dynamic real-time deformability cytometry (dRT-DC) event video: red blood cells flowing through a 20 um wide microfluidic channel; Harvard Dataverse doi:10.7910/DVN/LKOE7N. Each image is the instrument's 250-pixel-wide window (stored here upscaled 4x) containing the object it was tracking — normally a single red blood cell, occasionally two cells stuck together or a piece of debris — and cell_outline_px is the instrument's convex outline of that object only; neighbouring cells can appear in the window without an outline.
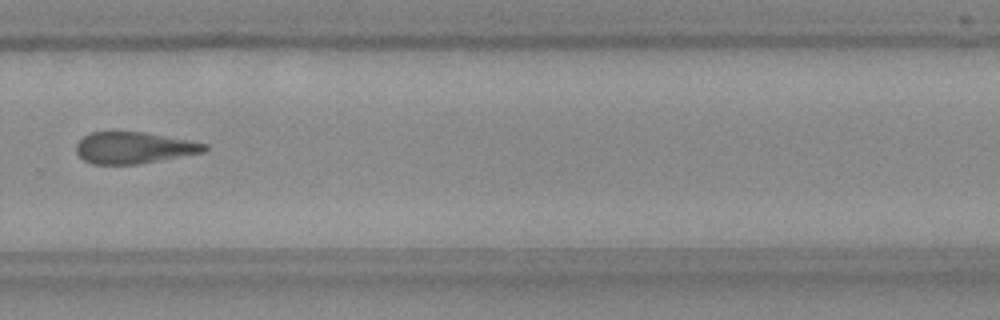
{"species": "Egyptian fruit bat (a non-hibernating species)", "species_latin": "Rousettus aegyptiacus", "temperature_condition": "room temperature", "stored_images_in_passage": 8, "camera_frame_rate_fps": 3000, "um_per_image_px": 0.085, "frame": {"image": 1, "passage_image": 8, "time_ms": 2.333, "image_size_px": [1000, 320], "cell_outline_px": [[208, 148], [204, 152], [136, 164], [92, 164], [84, 160], [76, 152], [76, 144], [84, 136], [92, 132], [144, 132], [188, 140], [208, 144]], "centroid_in_image_um": [11.37, 12.56], "position_along_channel_um": 318.4, "area_um2": 23.29}}